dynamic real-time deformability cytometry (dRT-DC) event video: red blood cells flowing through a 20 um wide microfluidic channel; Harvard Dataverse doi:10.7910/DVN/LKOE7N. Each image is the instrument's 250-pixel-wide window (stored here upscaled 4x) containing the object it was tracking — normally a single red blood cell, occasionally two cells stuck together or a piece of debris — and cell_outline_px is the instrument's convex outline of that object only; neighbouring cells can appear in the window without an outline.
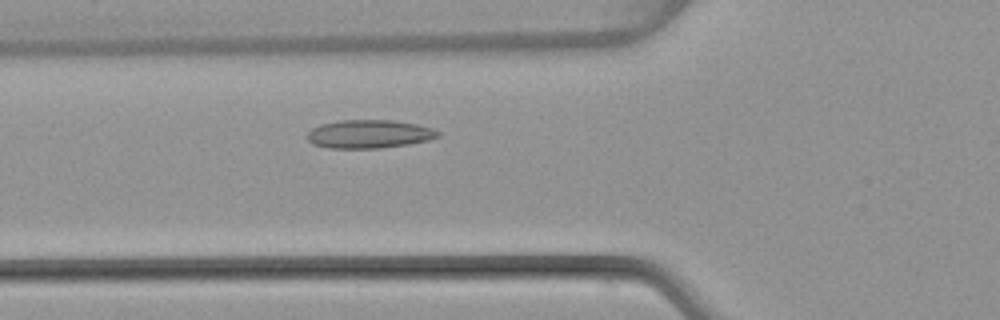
{"species": "common noctule bat (a hibernating species)", "species_latin": "Nyctalus noctula", "temperature_condition": "warm", "stored_images_in_passage": 45, "camera_frame_rate_fps": 3000, "um_per_image_px": 0.085, "animal": {"sex": "female", "body_mass_g": 22.7, "forearm_length_mm": 54.2}, "frame": {"image": 1, "passage_image": 13, "time_ms": 4.0, "image_size_px": [1000, 320], "cell_outline_px": [[440, 136], [428, 140], [408, 144], [380, 148], [328, 148], [312, 144], [308, 140], [308, 132], [312, 128], [320, 124], [340, 120], [392, 120], [416, 124], [432, 128], [440, 132]], "centroid_in_image_um": [31.37, 11.39], "position_along_channel_um": 94.4, "area_um2": 21.62}}
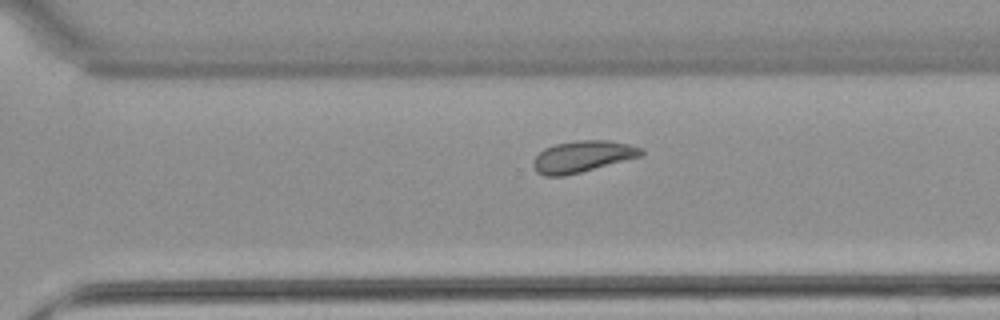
{"frame": {"image": 2, "passage_image": 30, "time_ms": 9.667, "image_size_px": [1000, 320], "cell_outline_px": [[644, 152], [640, 156], [580, 172], [564, 176], [544, 176], [536, 172], [532, 164], [532, 160], [544, 148], [556, 144], [576, 140], [608, 140], [628, 144], [644, 148]], "centroid_in_image_um": [49.48, 13.3], "position_along_channel_um": 321.1, "area_um2": 19.71}}
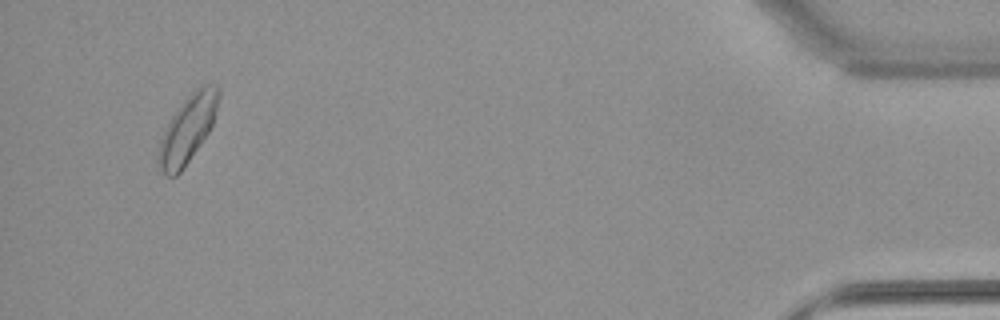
{"frame": {"image": 3, "passage_image": 43, "time_ms": 14.0, "image_size_px": [1000, 320], "cell_outline_px": [[220, 96], [212, 124], [208, 132], [180, 172], [176, 176], [164, 176], [156, 164], [156, 156], [160, 140], [172, 116], [180, 104], [200, 84], [216, 84], [220, 88]], "centroid_in_image_um": [15.92, 10.97], "position_along_channel_um": 419.3, "area_um2": 23.41}, "authors_computed_cell_mechanics": {"area_um2": 20.1144, "velocity_mm_per_s": 4.0024, "shape_relaxation_time_tau1_ms": 5.0792, "shape_relaxation_time_tau2_ms": 3.2927, "deformation_change_tau1": 0.1367, "deformation_change_tau2": 0.08}}